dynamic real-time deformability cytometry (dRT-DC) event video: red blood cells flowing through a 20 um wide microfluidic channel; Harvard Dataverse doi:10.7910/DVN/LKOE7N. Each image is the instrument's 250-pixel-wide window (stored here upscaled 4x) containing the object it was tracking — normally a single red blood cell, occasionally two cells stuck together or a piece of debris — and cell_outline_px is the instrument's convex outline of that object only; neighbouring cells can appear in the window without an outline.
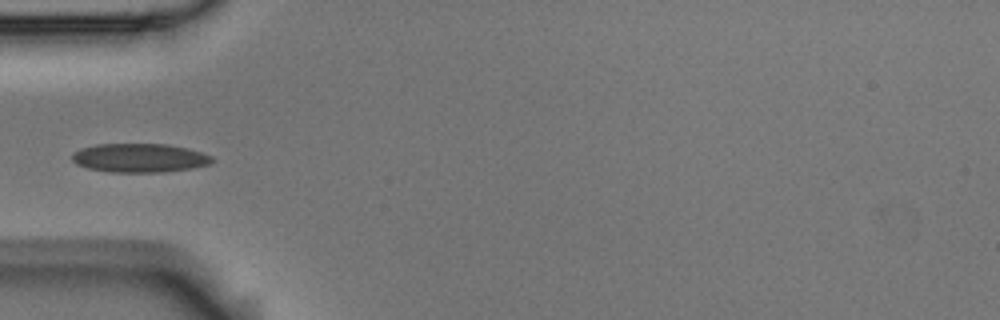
{"species": "Egyptian fruit bat (a non-hibernating species)", "species_latin": "Rousettus aegyptiacus", "temperature_condition": "room temperature", "stored_images_in_passage": 3, "camera_frame_rate_fps": 3000, "um_per_image_px": 0.085, "animal": {"sex": "male"}, "frame": {"image": 1, "passage_image": 3, "time_ms": 0.667, "image_size_px": [1000, 320], "cell_outline_px": [[216, 160], [208, 164], [192, 168], [164, 172], [108, 172], [88, 168], [76, 164], [72, 160], [72, 152], [80, 148], [96, 144], [168, 144], [188, 148], [212, 156]], "centroid_in_image_um": [11.85, 13.42], "position_along_channel_um": 73.2, "area_um2": 23.7}}